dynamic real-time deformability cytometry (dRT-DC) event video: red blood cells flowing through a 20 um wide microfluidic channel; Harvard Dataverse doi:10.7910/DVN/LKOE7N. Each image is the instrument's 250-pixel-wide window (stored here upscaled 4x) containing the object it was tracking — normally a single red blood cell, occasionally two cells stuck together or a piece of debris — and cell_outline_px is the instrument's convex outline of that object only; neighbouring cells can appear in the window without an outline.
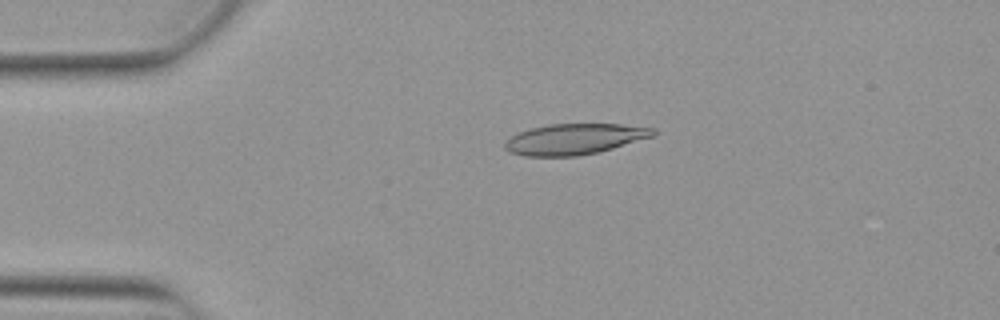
{"species": "Egyptian fruit bat (a non-hibernating species)", "species_latin": "Rousettus aegyptiacus", "temperature_condition": "warm", "stored_images_in_passage": 43, "camera_frame_rate_fps": 3000, "um_per_image_px": 0.085, "animal": {"sex": "female"}, "frame": {"image": 1, "passage_image": 2, "time_ms": 0.333, "image_size_px": [1000, 320], "cell_outline_px": [[656, 136], [600, 152], [576, 156], [524, 156], [508, 152], [504, 148], [504, 140], [516, 132], [548, 124], [620, 124], [656, 128]], "centroid_in_image_um": [48.83, 11.82], "position_along_channel_um": 36.2, "area_um2": 27.05}}
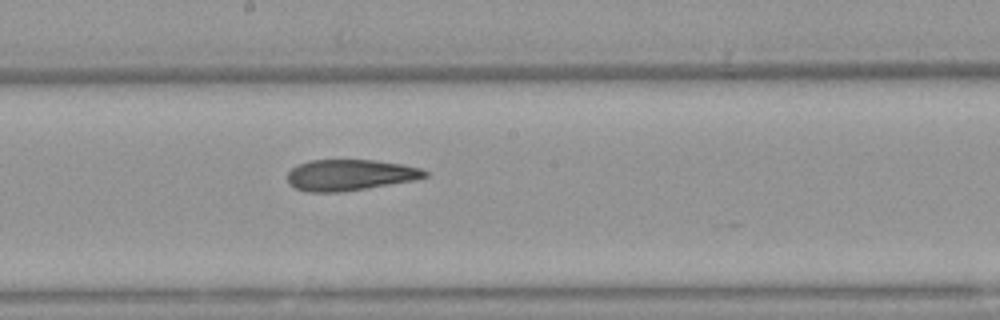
{"frame": {"image": 2, "passage_image": 19, "time_ms": 6.0, "image_size_px": [1000, 320], "cell_outline_px": [[428, 176], [416, 180], [344, 192], [308, 192], [296, 188], [288, 184], [288, 172], [292, 168], [300, 164], [312, 160], [372, 160], [400, 164], [420, 168], [428, 172]], "centroid_in_image_um": [29.75, 14.89], "position_along_channel_um": 218.4, "area_um2": 24.85}}
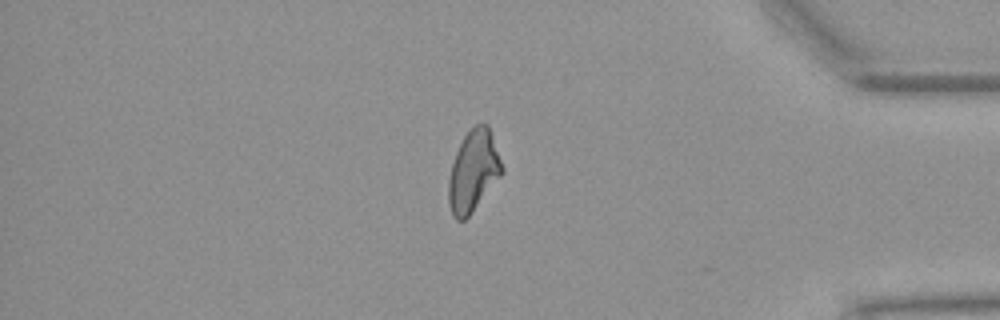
{"frame": {"image": 3, "passage_image": 35, "time_ms": 11.333, "image_size_px": [1000, 320], "cell_outline_px": [[504, 172], [468, 216], [464, 220], [456, 220], [452, 216], [448, 204], [448, 180], [452, 164], [456, 152], [464, 136], [476, 124], [488, 124], [504, 168]], "centroid_in_image_um": [40.23, 14.56], "position_along_channel_um": 395.0, "area_um2": 25.09}, "authors_computed_cell_mechanics": {"area_um2": 25.5476, "velocity_mm_per_s": 3.8793, "shape_relaxation_time_tau1_ms": null, "shape_relaxation_time_tau2_ms": 4.2162, "deformation_change_tau1": null, "deformation_change_tau2": 0.1384}}